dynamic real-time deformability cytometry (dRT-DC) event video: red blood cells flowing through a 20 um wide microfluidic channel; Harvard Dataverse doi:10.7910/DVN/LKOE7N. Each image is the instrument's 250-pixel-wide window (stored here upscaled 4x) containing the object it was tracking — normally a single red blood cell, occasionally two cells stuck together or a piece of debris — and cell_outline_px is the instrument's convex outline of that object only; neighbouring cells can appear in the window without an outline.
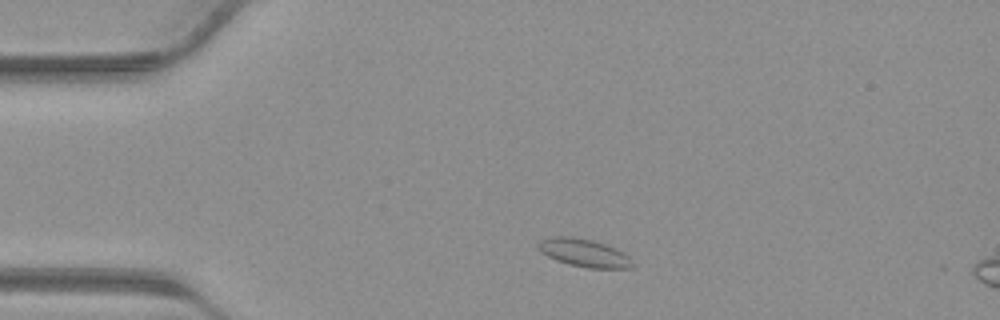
{"species": "common noctule bat (a hibernating species)", "species_latin": "Nyctalus noctula", "temperature_condition": "warm", "stored_images_in_passage": 8, "camera_frame_rate_fps": 3000, "um_per_image_px": 0.085, "animal": {"sex": "male", "body_mass_g": 23.1, "forearm_length_mm": 52.7}, "frame": {"image": 1, "passage_image": 4, "time_ms": 1.0, "image_size_px": [1000, 320], "cell_outline_px": [[636, 264], [628, 268], [588, 268], [568, 264], [556, 260], [548, 256], [536, 248], [536, 244], [540, 240], [552, 236], [572, 236], [592, 240], [616, 248], [624, 252]], "centroid_in_image_um": [49.63, 21.48], "position_along_channel_um": 35.4, "area_um2": 15.49}}